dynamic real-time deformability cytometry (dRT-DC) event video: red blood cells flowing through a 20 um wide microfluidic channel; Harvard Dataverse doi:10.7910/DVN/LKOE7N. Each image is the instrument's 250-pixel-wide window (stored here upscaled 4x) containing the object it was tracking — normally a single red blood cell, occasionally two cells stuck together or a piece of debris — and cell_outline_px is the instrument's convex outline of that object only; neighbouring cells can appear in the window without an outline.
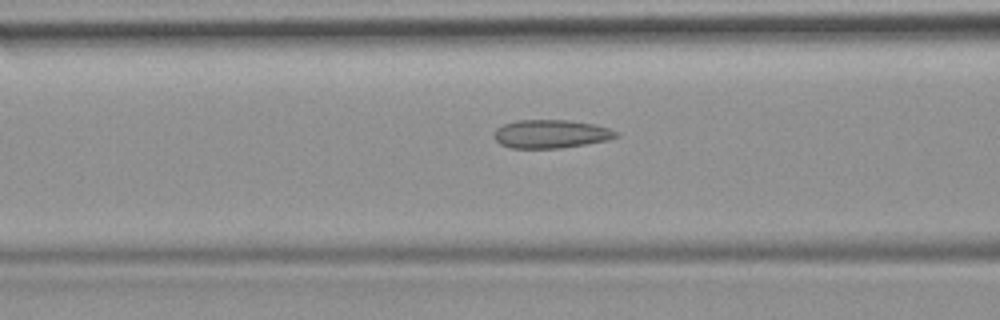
{"species": "common noctule bat (a hibernating species)", "species_latin": "Nyctalus noctula", "temperature_condition": "room temperature", "stored_images_in_passage": 16, "camera_frame_rate_fps": 3000, "um_per_image_px": 0.085, "animal": {"sex": "female", "body_mass_g": 19.9}, "frame": {"image": 1, "passage_image": 14, "time_ms": 4.333, "image_size_px": [1000, 320], "cell_outline_px": [[620, 136], [608, 140], [560, 148], [512, 148], [500, 144], [492, 136], [496, 128], [504, 124], [516, 120], [568, 120], [596, 124], [620, 132]], "centroid_in_image_um": [46.84, 11.38], "position_along_channel_um": 119.8, "area_um2": 20.35}}